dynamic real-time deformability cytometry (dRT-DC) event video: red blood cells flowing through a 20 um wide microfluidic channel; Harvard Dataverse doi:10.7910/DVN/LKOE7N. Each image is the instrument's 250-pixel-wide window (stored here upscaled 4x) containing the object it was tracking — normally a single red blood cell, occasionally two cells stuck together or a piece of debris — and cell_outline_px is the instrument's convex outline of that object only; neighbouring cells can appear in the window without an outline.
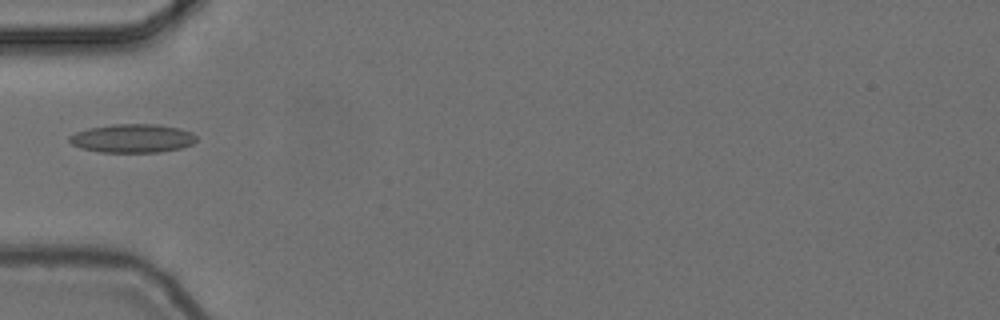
{"species": "common noctule bat (a hibernating species)", "species_latin": "Nyctalus noctula", "temperature_condition": "cold", "stored_images_in_passage": 5, "camera_frame_rate_fps": 3000, "um_per_image_px": 0.085, "animal": {"sex": "female", "body_mass_g": 24.6, "forearm_length_mm": 56.2}, "frame": {"image": 1, "passage_image": 4, "time_ms": 1.0, "image_size_px": [1000, 320], "cell_outline_px": [[196, 140], [192, 144], [180, 148], [160, 152], [100, 152], [80, 148], [72, 144], [68, 140], [68, 136], [76, 132], [88, 128], [112, 124], [156, 124], [180, 128], [192, 132], [196, 136]], "centroid_in_image_um": [11.24, 11.75], "position_along_channel_um": 73.8, "area_um2": 21.27}}
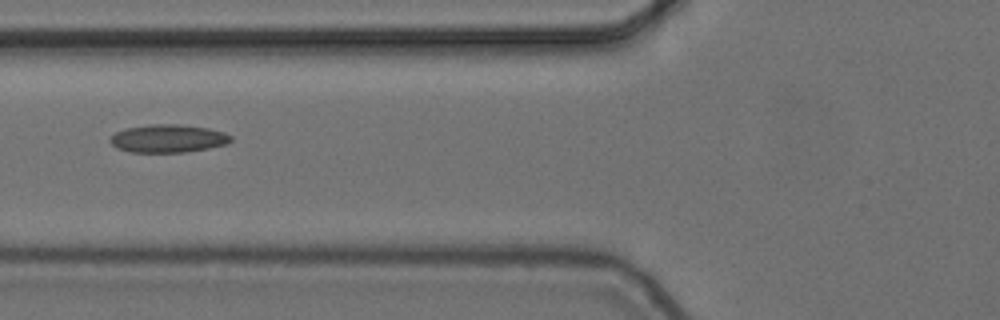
{"frame": {"image": 2, "passage_image": 5, "time_ms": 1.333, "image_size_px": [1000, 320], "cell_outline_px": [[232, 140], [228, 144], [208, 148], [184, 152], [132, 152], [116, 148], [108, 140], [116, 132], [124, 128], [152, 124], [176, 124], [208, 128], [224, 132], [232, 136]], "centroid_in_image_um": [14.29, 11.77], "position_along_channel_um": 111.5, "area_um2": 19.71}}